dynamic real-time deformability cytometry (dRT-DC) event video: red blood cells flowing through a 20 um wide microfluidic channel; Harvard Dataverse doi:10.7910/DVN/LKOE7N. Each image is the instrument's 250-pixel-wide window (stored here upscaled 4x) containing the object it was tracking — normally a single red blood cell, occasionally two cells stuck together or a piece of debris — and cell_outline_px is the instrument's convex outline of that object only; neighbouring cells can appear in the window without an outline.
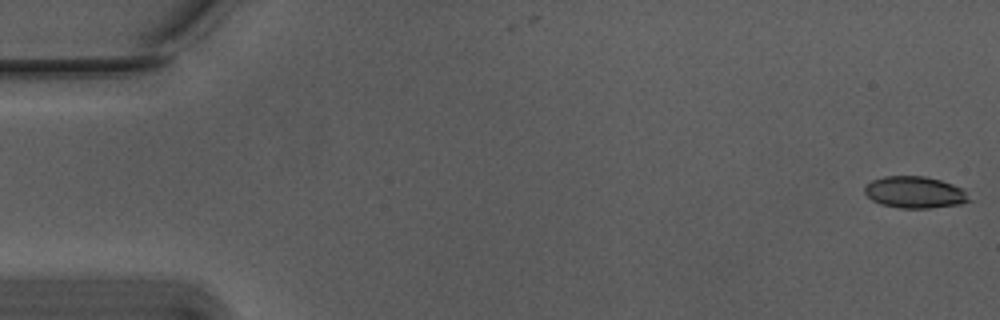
{"species": "Egyptian fruit bat (a non-hibernating species)", "species_latin": "Rousettus aegyptiacus", "temperature_condition": "warm", "stored_images_in_passage": 14, "segment_of_instrument_passage": [1, 2], "camera_frame_rate_fps": 3000, "um_per_image_px": 0.085, "animal": {"sex": "male"}, "frame": {"image": 1, "passage_image": 1, "time_ms": 0.0, "image_size_px": [1000, 320], "cell_outline_px": [[972, 200], [960, 204], [928, 208], [900, 208], [880, 204], [872, 200], [864, 192], [864, 188], [872, 180], [884, 176], [924, 176], [940, 180], [964, 188]], "centroid_in_image_um": [77.78, 16.34], "position_along_channel_um": 7.2, "area_um2": 19.36}}